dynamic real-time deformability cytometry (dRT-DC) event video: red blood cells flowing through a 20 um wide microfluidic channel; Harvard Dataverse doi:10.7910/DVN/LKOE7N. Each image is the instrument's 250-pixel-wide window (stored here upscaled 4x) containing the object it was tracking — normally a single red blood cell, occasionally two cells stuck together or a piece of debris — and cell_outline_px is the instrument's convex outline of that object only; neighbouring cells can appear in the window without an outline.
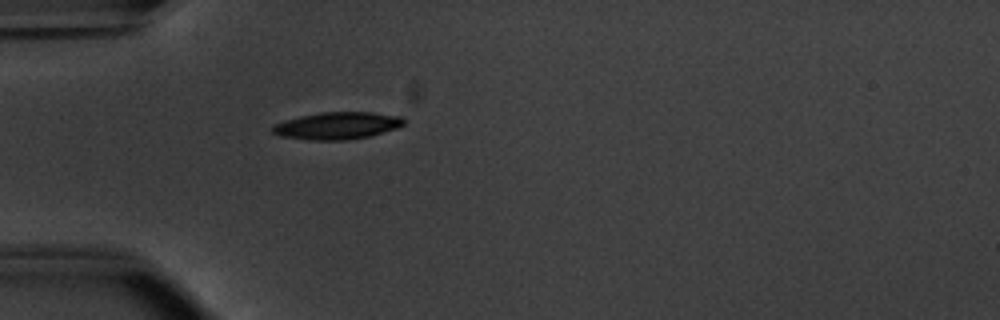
{"species": "common noctule bat (a hibernating species)", "species_latin": "Nyctalus noctula", "temperature_condition": "warm", "stored_images_in_passage": 38, "camera_frame_rate_fps": 3000, "um_per_image_px": 0.085, "animal": {"sex": "male", "body_mass_g": 20.1, "forearm_length_mm": 53.5}, "frame": {"image": 1, "passage_image": 1, "time_ms": 0.0, "image_size_px": [1000, 320], "cell_outline_px": [[404, 124], [396, 128], [368, 136], [344, 140], [308, 140], [280, 136], [272, 132], [272, 124], [300, 116], [320, 112], [372, 112], [404, 116]], "centroid_in_image_um": [28.65, 10.67], "position_along_channel_um": 56.4, "area_um2": 20.81}}
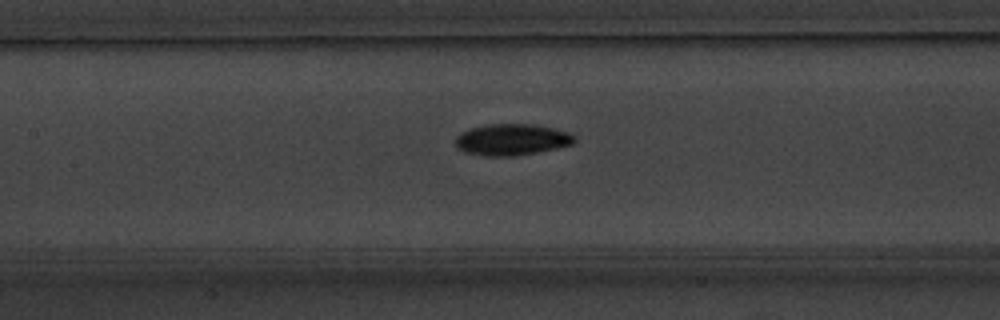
{"frame": {"image": 2, "passage_image": 10, "time_ms": 3.0, "image_size_px": [1000, 320], "cell_outline_px": [[576, 140], [572, 144], [556, 148], [536, 152], [512, 156], [484, 156], [464, 152], [456, 148], [456, 136], [460, 132], [468, 128], [488, 124], [536, 124], [568, 132], [576, 136]], "centroid_in_image_um": [43.46, 11.86], "position_along_channel_um": 163.9, "area_um2": 21.91}}
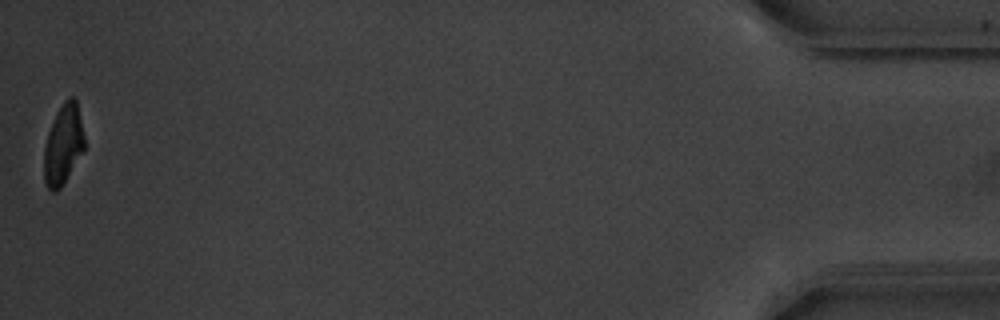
{"frame": {"image": 3, "passage_image": 38, "time_ms": 12.333, "image_size_px": [1000, 320], "cell_outline_px": [[84, 148], [60, 188], [56, 192], [52, 192], [48, 188], [44, 180], [44, 148], [48, 132], [56, 112], [64, 100], [68, 96], [72, 96], [76, 100], [84, 136]], "centroid_in_image_um": [5.35, 12.26], "position_along_channel_um": 429.8, "area_um2": 18.5}, "authors_computed_cell_mechanics": {"area_um2": 20.7791, "velocity_mm_per_s": 3.8029, "shape_relaxation_time_tau1_ms": 2.8493, "shape_relaxation_time_tau2_ms": 6.1217, "deformation_change_tau1": 0.1449, "deformation_change_tau2": 0.1187}}